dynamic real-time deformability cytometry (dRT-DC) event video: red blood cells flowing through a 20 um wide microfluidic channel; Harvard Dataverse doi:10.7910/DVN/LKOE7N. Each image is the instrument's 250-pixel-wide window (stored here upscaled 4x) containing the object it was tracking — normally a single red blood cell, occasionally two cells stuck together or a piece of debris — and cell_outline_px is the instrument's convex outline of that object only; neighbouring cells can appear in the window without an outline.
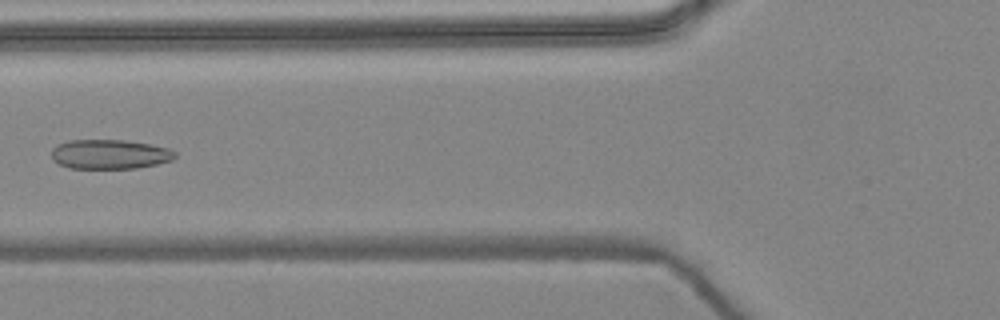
{"species": "common noctule bat (a hibernating species)", "species_latin": "Nyctalus noctula", "temperature_condition": "warm", "stored_images_in_passage": 4, "camera_frame_rate_fps": 3000, "um_per_image_px": 0.085, "animal": {"sex": "female", "body_mass_g": 24.6, "forearm_length_mm": 56.2}, "frame": {"image": 1, "passage_image": 4, "time_ms": 1.0, "image_size_px": [1000, 320], "cell_outline_px": [[176, 156], [172, 160], [156, 164], [136, 168], [68, 168], [52, 160], [52, 148], [56, 144], [68, 140], [124, 140], [148, 144], [168, 148], [176, 152]], "centroid_in_image_um": [9.29, 13.11], "position_along_channel_um": 116.5, "area_um2": 21.21}}